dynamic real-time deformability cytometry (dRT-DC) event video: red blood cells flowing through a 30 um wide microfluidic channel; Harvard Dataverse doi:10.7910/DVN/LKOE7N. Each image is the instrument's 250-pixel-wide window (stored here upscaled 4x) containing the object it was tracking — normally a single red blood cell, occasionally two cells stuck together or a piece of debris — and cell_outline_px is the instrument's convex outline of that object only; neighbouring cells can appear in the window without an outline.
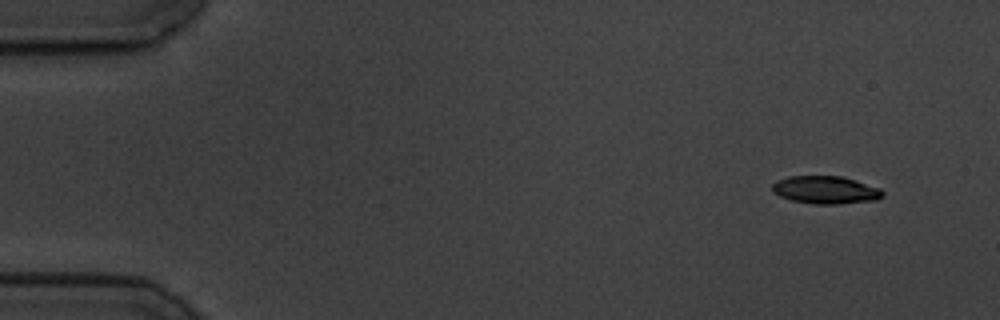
{"species": "common noctule bat (a hibernating species)", "species_latin": "Nyctalus noctula", "temperature_condition": "cold", "stored_images_in_passage": 6, "camera_frame_rate_fps": 3000, "um_per_image_px": 0.085, "animal": {"sex": "male", "body_mass_g": 19.5, "forearm_length_mm": 54.6}, "frame": {"image": 1, "passage_image": 1, "time_ms": 0.0, "image_size_px": [1000, 320], "cell_outline_px": [[884, 196], [876, 200], [840, 204], [816, 204], [792, 200], [780, 196], [772, 192], [772, 184], [776, 180], [788, 176], [844, 176], [880, 188], [884, 192]], "centroid_in_image_um": [70.18, 16.14], "position_along_channel_um": 14.8, "area_um2": 18.03}}
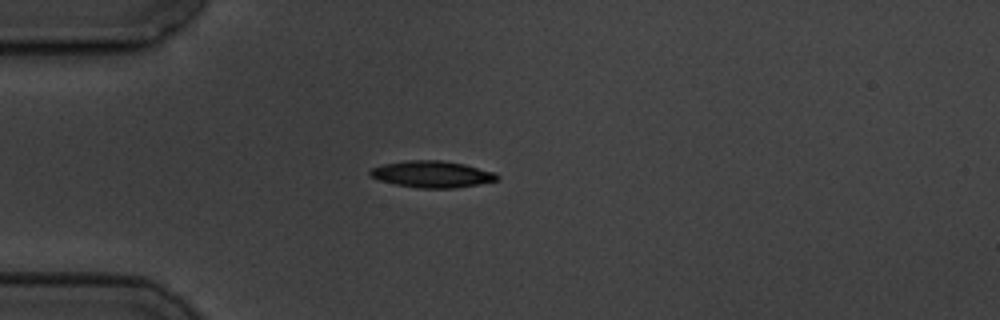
{"frame": {"image": 2, "passage_image": 4, "time_ms": 3.667, "image_size_px": [1000, 320], "cell_outline_px": [[500, 176], [496, 180], [456, 188], [420, 188], [396, 184], [380, 180], [372, 176], [368, 172], [372, 168], [384, 164], [408, 160], [440, 160], [464, 164], [496, 172]], "centroid_in_image_um": [36.74, 14.8], "position_along_channel_um": 48.3, "area_um2": 19.48}}
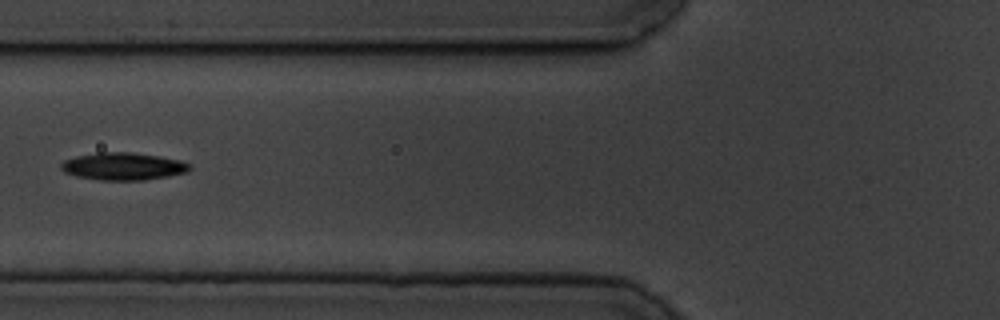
{"frame": {"image": 3, "passage_image": 6, "time_ms": 6.0, "image_size_px": [1000, 320], "cell_outline_px": [[192, 168], [188, 172], [168, 176], [144, 180], [100, 180], [76, 176], [64, 172], [60, 168], [60, 164], [64, 160], [76, 156], [96, 152], [132, 152], [160, 156], [180, 160], [192, 164]], "centroid_in_image_um": [10.49, 14.13], "position_along_channel_um": 115.3, "area_um2": 20.81}}